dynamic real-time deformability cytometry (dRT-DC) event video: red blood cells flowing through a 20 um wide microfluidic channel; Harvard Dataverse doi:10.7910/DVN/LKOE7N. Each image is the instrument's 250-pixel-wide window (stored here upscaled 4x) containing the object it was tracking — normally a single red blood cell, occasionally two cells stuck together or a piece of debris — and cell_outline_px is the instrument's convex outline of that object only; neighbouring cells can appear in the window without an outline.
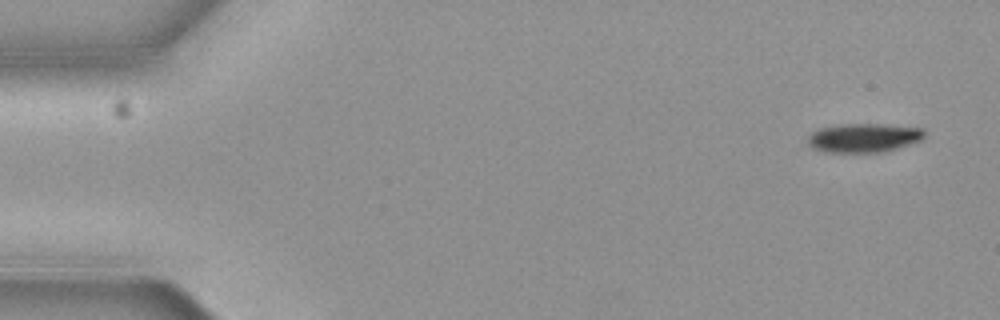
{"species": "common noctule bat (a hibernating species)", "species_latin": "Nyctalus noctula", "temperature_condition": "cold", "stored_images_in_passage": 5, "camera_frame_rate_fps": 3000, "um_per_image_px": 0.085, "animal": {"sex": "female", "body_mass_g": 19.3, "forearm_length_mm": 54.1}, "frame": {"image": 1, "passage_image": 1, "time_ms": 0.0, "image_size_px": [1000, 320], "cell_outline_px": [[924, 140], [896, 148], [876, 152], [832, 152], [812, 148], [808, 144], [808, 136], [812, 132], [820, 128], [840, 124], [884, 124], [924, 128]], "centroid_in_image_um": [73.44, 11.7], "position_along_channel_um": 11.6, "area_um2": 19.59}}
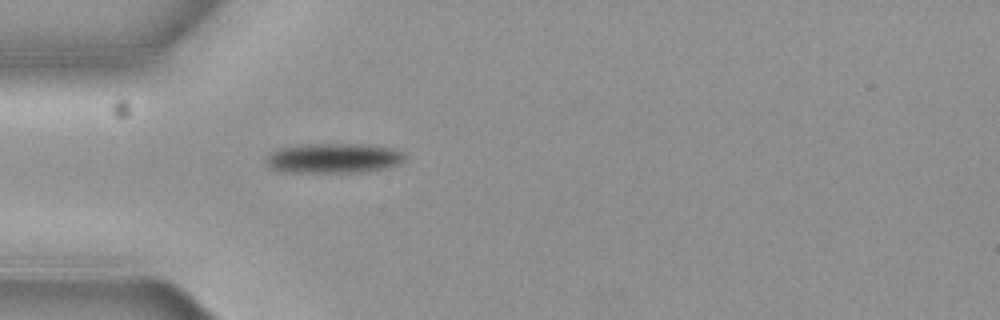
{"frame": {"image": 2, "passage_image": 5, "time_ms": 1.333, "image_size_px": [1000, 320], "cell_outline_px": [[404, 160], [400, 164], [388, 168], [368, 172], [284, 172], [272, 168], [264, 160], [272, 152], [280, 148], [300, 144], [360, 144], [388, 148], [400, 152], [404, 156]], "centroid_in_image_um": [28.34, 13.46], "position_along_channel_um": 56.7, "area_um2": 24.04}}